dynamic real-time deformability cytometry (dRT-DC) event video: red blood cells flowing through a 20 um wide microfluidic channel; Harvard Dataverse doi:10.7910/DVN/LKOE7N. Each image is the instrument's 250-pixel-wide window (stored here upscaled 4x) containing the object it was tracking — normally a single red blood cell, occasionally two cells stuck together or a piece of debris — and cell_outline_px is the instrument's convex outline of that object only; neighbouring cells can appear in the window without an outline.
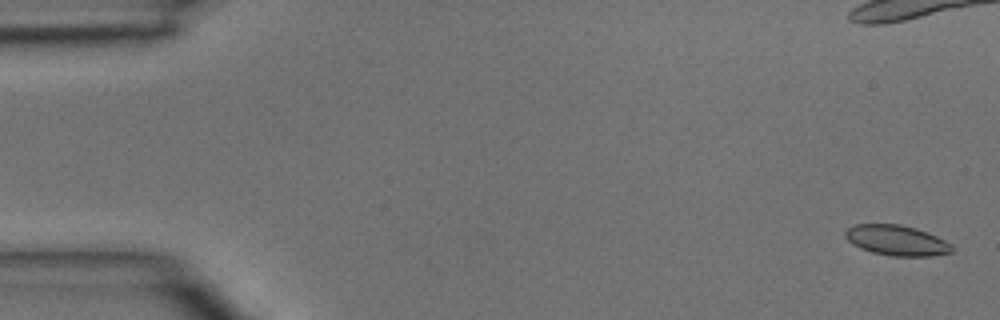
{"species": "common noctule bat (a hibernating species)", "species_latin": "Nyctalus noctula", "temperature_condition": "room temperature", "stored_images_in_passage": 5, "segment_of_instrument_passage": [2, 2], "camera_frame_rate_fps": 3000, "um_per_image_px": 0.085, "animal": {"sex": "male", "body_mass_g": 15.6}, "frame": {"image": 1, "passage_image": 5, "time_ms": 1.333, "image_size_px": [1000, 320], "cell_outline_px": [[956, 248], [952, 252], [928, 256], [892, 256], [872, 252], [860, 248], [852, 244], [844, 236], [844, 232], [852, 224], [900, 224], [916, 228], [928, 232], [952, 244]], "centroid_in_image_um": [76.21, 20.42], "position_along_channel_um": 8.8, "area_um2": 19.02}}